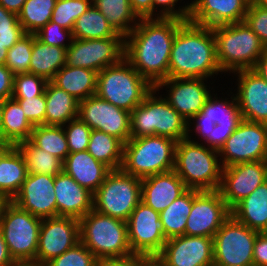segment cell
I'll return each mask as SVG.
<instances>
[{
    "label": "cell",
    "instance_id": "obj_1",
    "mask_svg": "<svg viewBox=\"0 0 267 266\" xmlns=\"http://www.w3.org/2000/svg\"><path fill=\"white\" fill-rule=\"evenodd\" d=\"M138 20L136 27L124 38V58L155 87L168 78L172 43L185 21L163 17Z\"/></svg>",
    "mask_w": 267,
    "mask_h": 266
},
{
    "label": "cell",
    "instance_id": "obj_2",
    "mask_svg": "<svg viewBox=\"0 0 267 266\" xmlns=\"http://www.w3.org/2000/svg\"><path fill=\"white\" fill-rule=\"evenodd\" d=\"M222 72L213 29L185 21L174 37L168 78H206Z\"/></svg>",
    "mask_w": 267,
    "mask_h": 266
},
{
    "label": "cell",
    "instance_id": "obj_3",
    "mask_svg": "<svg viewBox=\"0 0 267 266\" xmlns=\"http://www.w3.org/2000/svg\"><path fill=\"white\" fill-rule=\"evenodd\" d=\"M153 90L130 113L131 138L164 136L177 142L189 136L188 121Z\"/></svg>",
    "mask_w": 267,
    "mask_h": 266
},
{
    "label": "cell",
    "instance_id": "obj_4",
    "mask_svg": "<svg viewBox=\"0 0 267 266\" xmlns=\"http://www.w3.org/2000/svg\"><path fill=\"white\" fill-rule=\"evenodd\" d=\"M190 137L176 144L174 171L188 189L218 190L223 170L221 162L218 163V150L206 148Z\"/></svg>",
    "mask_w": 267,
    "mask_h": 266
},
{
    "label": "cell",
    "instance_id": "obj_5",
    "mask_svg": "<svg viewBox=\"0 0 267 266\" xmlns=\"http://www.w3.org/2000/svg\"><path fill=\"white\" fill-rule=\"evenodd\" d=\"M212 29L216 39L217 61L223 72L254 69L267 50L244 21Z\"/></svg>",
    "mask_w": 267,
    "mask_h": 266
},
{
    "label": "cell",
    "instance_id": "obj_6",
    "mask_svg": "<svg viewBox=\"0 0 267 266\" xmlns=\"http://www.w3.org/2000/svg\"><path fill=\"white\" fill-rule=\"evenodd\" d=\"M176 144L164 136L130 138L123 146L121 170L140 179L172 171Z\"/></svg>",
    "mask_w": 267,
    "mask_h": 266
},
{
    "label": "cell",
    "instance_id": "obj_7",
    "mask_svg": "<svg viewBox=\"0 0 267 266\" xmlns=\"http://www.w3.org/2000/svg\"><path fill=\"white\" fill-rule=\"evenodd\" d=\"M80 242L97 258L131 255L127 222L91 210L79 219Z\"/></svg>",
    "mask_w": 267,
    "mask_h": 266
},
{
    "label": "cell",
    "instance_id": "obj_8",
    "mask_svg": "<svg viewBox=\"0 0 267 266\" xmlns=\"http://www.w3.org/2000/svg\"><path fill=\"white\" fill-rule=\"evenodd\" d=\"M153 88L155 87L123 58L118 64L98 73L96 95L131 113Z\"/></svg>",
    "mask_w": 267,
    "mask_h": 266
},
{
    "label": "cell",
    "instance_id": "obj_9",
    "mask_svg": "<svg viewBox=\"0 0 267 266\" xmlns=\"http://www.w3.org/2000/svg\"><path fill=\"white\" fill-rule=\"evenodd\" d=\"M42 219L7 201L0 216V229L10 256L16 263H33L38 249Z\"/></svg>",
    "mask_w": 267,
    "mask_h": 266
},
{
    "label": "cell",
    "instance_id": "obj_10",
    "mask_svg": "<svg viewBox=\"0 0 267 266\" xmlns=\"http://www.w3.org/2000/svg\"><path fill=\"white\" fill-rule=\"evenodd\" d=\"M141 182L121 169L112 170L93 193V210L127 222L142 200Z\"/></svg>",
    "mask_w": 267,
    "mask_h": 266
},
{
    "label": "cell",
    "instance_id": "obj_11",
    "mask_svg": "<svg viewBox=\"0 0 267 266\" xmlns=\"http://www.w3.org/2000/svg\"><path fill=\"white\" fill-rule=\"evenodd\" d=\"M258 233L230 215L213 237L214 266H254Z\"/></svg>",
    "mask_w": 267,
    "mask_h": 266
},
{
    "label": "cell",
    "instance_id": "obj_12",
    "mask_svg": "<svg viewBox=\"0 0 267 266\" xmlns=\"http://www.w3.org/2000/svg\"><path fill=\"white\" fill-rule=\"evenodd\" d=\"M215 99L210 95L202 110L191 120H196V132L209 143L208 147L219 151L243 118L236 97H231L230 103Z\"/></svg>",
    "mask_w": 267,
    "mask_h": 266
},
{
    "label": "cell",
    "instance_id": "obj_13",
    "mask_svg": "<svg viewBox=\"0 0 267 266\" xmlns=\"http://www.w3.org/2000/svg\"><path fill=\"white\" fill-rule=\"evenodd\" d=\"M218 152L223 158V168L243 162L267 161V124L243 119Z\"/></svg>",
    "mask_w": 267,
    "mask_h": 266
},
{
    "label": "cell",
    "instance_id": "obj_14",
    "mask_svg": "<svg viewBox=\"0 0 267 266\" xmlns=\"http://www.w3.org/2000/svg\"><path fill=\"white\" fill-rule=\"evenodd\" d=\"M123 38V36L85 40L73 38L67 48L66 65L99 73L106 67L118 64L124 58Z\"/></svg>",
    "mask_w": 267,
    "mask_h": 266
},
{
    "label": "cell",
    "instance_id": "obj_15",
    "mask_svg": "<svg viewBox=\"0 0 267 266\" xmlns=\"http://www.w3.org/2000/svg\"><path fill=\"white\" fill-rule=\"evenodd\" d=\"M231 211L218 190L192 189V208L187 217L185 235L213 238Z\"/></svg>",
    "mask_w": 267,
    "mask_h": 266
},
{
    "label": "cell",
    "instance_id": "obj_16",
    "mask_svg": "<svg viewBox=\"0 0 267 266\" xmlns=\"http://www.w3.org/2000/svg\"><path fill=\"white\" fill-rule=\"evenodd\" d=\"M78 118L92 130L105 132L125 144L131 138L130 112L96 94L79 102Z\"/></svg>",
    "mask_w": 267,
    "mask_h": 266
},
{
    "label": "cell",
    "instance_id": "obj_17",
    "mask_svg": "<svg viewBox=\"0 0 267 266\" xmlns=\"http://www.w3.org/2000/svg\"><path fill=\"white\" fill-rule=\"evenodd\" d=\"M80 242L79 219L56 216L42 219L34 264L45 266Z\"/></svg>",
    "mask_w": 267,
    "mask_h": 266
},
{
    "label": "cell",
    "instance_id": "obj_18",
    "mask_svg": "<svg viewBox=\"0 0 267 266\" xmlns=\"http://www.w3.org/2000/svg\"><path fill=\"white\" fill-rule=\"evenodd\" d=\"M128 240L133 254H159L167 241L160 213L140 202L128 221Z\"/></svg>",
    "mask_w": 267,
    "mask_h": 266
},
{
    "label": "cell",
    "instance_id": "obj_19",
    "mask_svg": "<svg viewBox=\"0 0 267 266\" xmlns=\"http://www.w3.org/2000/svg\"><path fill=\"white\" fill-rule=\"evenodd\" d=\"M267 181V161L238 163L222 170L218 191L231 210Z\"/></svg>",
    "mask_w": 267,
    "mask_h": 266
},
{
    "label": "cell",
    "instance_id": "obj_20",
    "mask_svg": "<svg viewBox=\"0 0 267 266\" xmlns=\"http://www.w3.org/2000/svg\"><path fill=\"white\" fill-rule=\"evenodd\" d=\"M159 256L167 266H214L213 238L173 237L167 239Z\"/></svg>",
    "mask_w": 267,
    "mask_h": 266
},
{
    "label": "cell",
    "instance_id": "obj_21",
    "mask_svg": "<svg viewBox=\"0 0 267 266\" xmlns=\"http://www.w3.org/2000/svg\"><path fill=\"white\" fill-rule=\"evenodd\" d=\"M54 179L55 176L48 174L28 173L20 191L12 201L41 219L56 217Z\"/></svg>",
    "mask_w": 267,
    "mask_h": 266
},
{
    "label": "cell",
    "instance_id": "obj_22",
    "mask_svg": "<svg viewBox=\"0 0 267 266\" xmlns=\"http://www.w3.org/2000/svg\"><path fill=\"white\" fill-rule=\"evenodd\" d=\"M203 80L205 79L167 78L160 81L155 88L157 90L163 86L170 88L166 100L189 123V120L202 110L211 95Z\"/></svg>",
    "mask_w": 267,
    "mask_h": 266
},
{
    "label": "cell",
    "instance_id": "obj_23",
    "mask_svg": "<svg viewBox=\"0 0 267 266\" xmlns=\"http://www.w3.org/2000/svg\"><path fill=\"white\" fill-rule=\"evenodd\" d=\"M235 72L239 74L238 92L235 97L242 118L267 124V81L254 69Z\"/></svg>",
    "mask_w": 267,
    "mask_h": 266
},
{
    "label": "cell",
    "instance_id": "obj_24",
    "mask_svg": "<svg viewBox=\"0 0 267 266\" xmlns=\"http://www.w3.org/2000/svg\"><path fill=\"white\" fill-rule=\"evenodd\" d=\"M250 0H195L188 21L208 27L243 22Z\"/></svg>",
    "mask_w": 267,
    "mask_h": 266
},
{
    "label": "cell",
    "instance_id": "obj_25",
    "mask_svg": "<svg viewBox=\"0 0 267 266\" xmlns=\"http://www.w3.org/2000/svg\"><path fill=\"white\" fill-rule=\"evenodd\" d=\"M54 187L56 216L81 219L93 210V193L64 171L55 176Z\"/></svg>",
    "mask_w": 267,
    "mask_h": 266
},
{
    "label": "cell",
    "instance_id": "obj_26",
    "mask_svg": "<svg viewBox=\"0 0 267 266\" xmlns=\"http://www.w3.org/2000/svg\"><path fill=\"white\" fill-rule=\"evenodd\" d=\"M187 190L183 180L174 170L159 173L142 179L141 201L160 213Z\"/></svg>",
    "mask_w": 267,
    "mask_h": 266
},
{
    "label": "cell",
    "instance_id": "obj_27",
    "mask_svg": "<svg viewBox=\"0 0 267 266\" xmlns=\"http://www.w3.org/2000/svg\"><path fill=\"white\" fill-rule=\"evenodd\" d=\"M63 171L94 193L112 170L85 150L69 153L63 161Z\"/></svg>",
    "mask_w": 267,
    "mask_h": 266
},
{
    "label": "cell",
    "instance_id": "obj_28",
    "mask_svg": "<svg viewBox=\"0 0 267 266\" xmlns=\"http://www.w3.org/2000/svg\"><path fill=\"white\" fill-rule=\"evenodd\" d=\"M230 211L236 221L250 229L259 233L267 232V181Z\"/></svg>",
    "mask_w": 267,
    "mask_h": 266
},
{
    "label": "cell",
    "instance_id": "obj_29",
    "mask_svg": "<svg viewBox=\"0 0 267 266\" xmlns=\"http://www.w3.org/2000/svg\"><path fill=\"white\" fill-rule=\"evenodd\" d=\"M97 78L93 70L64 65L51 82L80 102L96 94Z\"/></svg>",
    "mask_w": 267,
    "mask_h": 266
},
{
    "label": "cell",
    "instance_id": "obj_30",
    "mask_svg": "<svg viewBox=\"0 0 267 266\" xmlns=\"http://www.w3.org/2000/svg\"><path fill=\"white\" fill-rule=\"evenodd\" d=\"M27 175L28 170L21 151L12 146L0 159V196L12 201Z\"/></svg>",
    "mask_w": 267,
    "mask_h": 266
},
{
    "label": "cell",
    "instance_id": "obj_31",
    "mask_svg": "<svg viewBox=\"0 0 267 266\" xmlns=\"http://www.w3.org/2000/svg\"><path fill=\"white\" fill-rule=\"evenodd\" d=\"M45 100V125L65 126L78 118L79 101L51 81L45 88Z\"/></svg>",
    "mask_w": 267,
    "mask_h": 266
},
{
    "label": "cell",
    "instance_id": "obj_32",
    "mask_svg": "<svg viewBox=\"0 0 267 266\" xmlns=\"http://www.w3.org/2000/svg\"><path fill=\"white\" fill-rule=\"evenodd\" d=\"M66 56L67 49L45 44L34 34L29 73L51 81L55 74L66 65Z\"/></svg>",
    "mask_w": 267,
    "mask_h": 266
},
{
    "label": "cell",
    "instance_id": "obj_33",
    "mask_svg": "<svg viewBox=\"0 0 267 266\" xmlns=\"http://www.w3.org/2000/svg\"><path fill=\"white\" fill-rule=\"evenodd\" d=\"M34 126L25 116L21 105L14 98L4 101L1 139L16 146L31 137Z\"/></svg>",
    "mask_w": 267,
    "mask_h": 266
},
{
    "label": "cell",
    "instance_id": "obj_34",
    "mask_svg": "<svg viewBox=\"0 0 267 266\" xmlns=\"http://www.w3.org/2000/svg\"><path fill=\"white\" fill-rule=\"evenodd\" d=\"M123 146L119 139L105 132L92 130L87 151L111 170H119L123 161Z\"/></svg>",
    "mask_w": 267,
    "mask_h": 266
},
{
    "label": "cell",
    "instance_id": "obj_35",
    "mask_svg": "<svg viewBox=\"0 0 267 266\" xmlns=\"http://www.w3.org/2000/svg\"><path fill=\"white\" fill-rule=\"evenodd\" d=\"M92 4L106 17L112 28L124 38L136 27L139 18L129 0H92ZM135 22H134V21ZM133 22L134 25H130Z\"/></svg>",
    "mask_w": 267,
    "mask_h": 266
},
{
    "label": "cell",
    "instance_id": "obj_36",
    "mask_svg": "<svg viewBox=\"0 0 267 266\" xmlns=\"http://www.w3.org/2000/svg\"><path fill=\"white\" fill-rule=\"evenodd\" d=\"M72 36L75 39H104L122 36L109 24L106 17L92 4L74 23Z\"/></svg>",
    "mask_w": 267,
    "mask_h": 266
},
{
    "label": "cell",
    "instance_id": "obj_37",
    "mask_svg": "<svg viewBox=\"0 0 267 266\" xmlns=\"http://www.w3.org/2000/svg\"><path fill=\"white\" fill-rule=\"evenodd\" d=\"M192 208V189L174 200L160 212V220L166 239L185 235L187 217Z\"/></svg>",
    "mask_w": 267,
    "mask_h": 266
},
{
    "label": "cell",
    "instance_id": "obj_38",
    "mask_svg": "<svg viewBox=\"0 0 267 266\" xmlns=\"http://www.w3.org/2000/svg\"><path fill=\"white\" fill-rule=\"evenodd\" d=\"M16 147L21 151L28 173L56 176L63 171V161L58 157L36 147L30 140Z\"/></svg>",
    "mask_w": 267,
    "mask_h": 266
},
{
    "label": "cell",
    "instance_id": "obj_39",
    "mask_svg": "<svg viewBox=\"0 0 267 266\" xmlns=\"http://www.w3.org/2000/svg\"><path fill=\"white\" fill-rule=\"evenodd\" d=\"M63 128L64 126L55 125L34 126L29 140L36 147L64 161L69 148Z\"/></svg>",
    "mask_w": 267,
    "mask_h": 266
},
{
    "label": "cell",
    "instance_id": "obj_40",
    "mask_svg": "<svg viewBox=\"0 0 267 266\" xmlns=\"http://www.w3.org/2000/svg\"><path fill=\"white\" fill-rule=\"evenodd\" d=\"M57 0H26L18 20L25 33L35 34L51 21Z\"/></svg>",
    "mask_w": 267,
    "mask_h": 266
},
{
    "label": "cell",
    "instance_id": "obj_41",
    "mask_svg": "<svg viewBox=\"0 0 267 266\" xmlns=\"http://www.w3.org/2000/svg\"><path fill=\"white\" fill-rule=\"evenodd\" d=\"M34 34L26 33L7 51L5 66L14 74L29 73Z\"/></svg>",
    "mask_w": 267,
    "mask_h": 266
},
{
    "label": "cell",
    "instance_id": "obj_42",
    "mask_svg": "<svg viewBox=\"0 0 267 266\" xmlns=\"http://www.w3.org/2000/svg\"><path fill=\"white\" fill-rule=\"evenodd\" d=\"M91 2L92 0H57L51 21L72 31L75 21L89 9Z\"/></svg>",
    "mask_w": 267,
    "mask_h": 266
},
{
    "label": "cell",
    "instance_id": "obj_43",
    "mask_svg": "<svg viewBox=\"0 0 267 266\" xmlns=\"http://www.w3.org/2000/svg\"><path fill=\"white\" fill-rule=\"evenodd\" d=\"M96 264L97 258L82 242H78L45 266H96Z\"/></svg>",
    "mask_w": 267,
    "mask_h": 266
},
{
    "label": "cell",
    "instance_id": "obj_44",
    "mask_svg": "<svg viewBox=\"0 0 267 266\" xmlns=\"http://www.w3.org/2000/svg\"><path fill=\"white\" fill-rule=\"evenodd\" d=\"M25 34L18 15L0 5V42L6 45V49H10Z\"/></svg>",
    "mask_w": 267,
    "mask_h": 266
},
{
    "label": "cell",
    "instance_id": "obj_45",
    "mask_svg": "<svg viewBox=\"0 0 267 266\" xmlns=\"http://www.w3.org/2000/svg\"><path fill=\"white\" fill-rule=\"evenodd\" d=\"M48 81L35 74L14 75L12 97H36L45 92Z\"/></svg>",
    "mask_w": 267,
    "mask_h": 266
},
{
    "label": "cell",
    "instance_id": "obj_46",
    "mask_svg": "<svg viewBox=\"0 0 267 266\" xmlns=\"http://www.w3.org/2000/svg\"><path fill=\"white\" fill-rule=\"evenodd\" d=\"M69 125L64 129L69 153L85 151L88 148L92 129L79 118L68 122Z\"/></svg>",
    "mask_w": 267,
    "mask_h": 266
},
{
    "label": "cell",
    "instance_id": "obj_47",
    "mask_svg": "<svg viewBox=\"0 0 267 266\" xmlns=\"http://www.w3.org/2000/svg\"><path fill=\"white\" fill-rule=\"evenodd\" d=\"M21 105L23 112L33 126L45 125V92L36 97H12Z\"/></svg>",
    "mask_w": 267,
    "mask_h": 266
},
{
    "label": "cell",
    "instance_id": "obj_48",
    "mask_svg": "<svg viewBox=\"0 0 267 266\" xmlns=\"http://www.w3.org/2000/svg\"><path fill=\"white\" fill-rule=\"evenodd\" d=\"M36 37L43 43L50 46H57L67 49L73 40L72 31L65 29L59 24L49 21L39 31L35 33ZM68 36V37H67ZM65 37L71 41L67 44L64 43Z\"/></svg>",
    "mask_w": 267,
    "mask_h": 266
},
{
    "label": "cell",
    "instance_id": "obj_49",
    "mask_svg": "<svg viewBox=\"0 0 267 266\" xmlns=\"http://www.w3.org/2000/svg\"><path fill=\"white\" fill-rule=\"evenodd\" d=\"M244 22L260 38L267 48V8L258 6L251 1Z\"/></svg>",
    "mask_w": 267,
    "mask_h": 266
},
{
    "label": "cell",
    "instance_id": "obj_50",
    "mask_svg": "<svg viewBox=\"0 0 267 266\" xmlns=\"http://www.w3.org/2000/svg\"><path fill=\"white\" fill-rule=\"evenodd\" d=\"M178 2V0H152L153 3V13L155 12L154 8L157 5L163 6V10H161L160 15H157V18L163 17V18H177L184 21H188L189 13H190V5H185L182 9H178L176 11L174 9L175 3Z\"/></svg>",
    "mask_w": 267,
    "mask_h": 266
},
{
    "label": "cell",
    "instance_id": "obj_51",
    "mask_svg": "<svg viewBox=\"0 0 267 266\" xmlns=\"http://www.w3.org/2000/svg\"><path fill=\"white\" fill-rule=\"evenodd\" d=\"M254 266H267V233H258L253 248Z\"/></svg>",
    "mask_w": 267,
    "mask_h": 266
},
{
    "label": "cell",
    "instance_id": "obj_52",
    "mask_svg": "<svg viewBox=\"0 0 267 266\" xmlns=\"http://www.w3.org/2000/svg\"><path fill=\"white\" fill-rule=\"evenodd\" d=\"M14 74L5 66L0 65V98L5 100L12 97Z\"/></svg>",
    "mask_w": 267,
    "mask_h": 266
},
{
    "label": "cell",
    "instance_id": "obj_53",
    "mask_svg": "<svg viewBox=\"0 0 267 266\" xmlns=\"http://www.w3.org/2000/svg\"><path fill=\"white\" fill-rule=\"evenodd\" d=\"M96 266H138V254L97 259Z\"/></svg>",
    "mask_w": 267,
    "mask_h": 266
},
{
    "label": "cell",
    "instance_id": "obj_54",
    "mask_svg": "<svg viewBox=\"0 0 267 266\" xmlns=\"http://www.w3.org/2000/svg\"><path fill=\"white\" fill-rule=\"evenodd\" d=\"M133 11L141 18H153L152 0H129Z\"/></svg>",
    "mask_w": 267,
    "mask_h": 266
},
{
    "label": "cell",
    "instance_id": "obj_55",
    "mask_svg": "<svg viewBox=\"0 0 267 266\" xmlns=\"http://www.w3.org/2000/svg\"><path fill=\"white\" fill-rule=\"evenodd\" d=\"M138 266H167L159 254L139 255Z\"/></svg>",
    "mask_w": 267,
    "mask_h": 266
},
{
    "label": "cell",
    "instance_id": "obj_56",
    "mask_svg": "<svg viewBox=\"0 0 267 266\" xmlns=\"http://www.w3.org/2000/svg\"><path fill=\"white\" fill-rule=\"evenodd\" d=\"M16 262L10 256L7 244L0 229V266H13Z\"/></svg>",
    "mask_w": 267,
    "mask_h": 266
},
{
    "label": "cell",
    "instance_id": "obj_57",
    "mask_svg": "<svg viewBox=\"0 0 267 266\" xmlns=\"http://www.w3.org/2000/svg\"><path fill=\"white\" fill-rule=\"evenodd\" d=\"M26 0H0V5L11 13L18 15Z\"/></svg>",
    "mask_w": 267,
    "mask_h": 266
},
{
    "label": "cell",
    "instance_id": "obj_58",
    "mask_svg": "<svg viewBox=\"0 0 267 266\" xmlns=\"http://www.w3.org/2000/svg\"><path fill=\"white\" fill-rule=\"evenodd\" d=\"M254 70L258 72V74L267 81V50L258 59Z\"/></svg>",
    "mask_w": 267,
    "mask_h": 266
},
{
    "label": "cell",
    "instance_id": "obj_59",
    "mask_svg": "<svg viewBox=\"0 0 267 266\" xmlns=\"http://www.w3.org/2000/svg\"><path fill=\"white\" fill-rule=\"evenodd\" d=\"M12 147L9 142L3 141L0 139V159L4 156V154Z\"/></svg>",
    "mask_w": 267,
    "mask_h": 266
},
{
    "label": "cell",
    "instance_id": "obj_60",
    "mask_svg": "<svg viewBox=\"0 0 267 266\" xmlns=\"http://www.w3.org/2000/svg\"><path fill=\"white\" fill-rule=\"evenodd\" d=\"M7 49H6V45H3L0 42V65H5V61L7 58Z\"/></svg>",
    "mask_w": 267,
    "mask_h": 266
},
{
    "label": "cell",
    "instance_id": "obj_61",
    "mask_svg": "<svg viewBox=\"0 0 267 266\" xmlns=\"http://www.w3.org/2000/svg\"><path fill=\"white\" fill-rule=\"evenodd\" d=\"M4 101L5 100L0 98V139H1V130H2V112H3V107H4Z\"/></svg>",
    "mask_w": 267,
    "mask_h": 266
},
{
    "label": "cell",
    "instance_id": "obj_62",
    "mask_svg": "<svg viewBox=\"0 0 267 266\" xmlns=\"http://www.w3.org/2000/svg\"><path fill=\"white\" fill-rule=\"evenodd\" d=\"M254 4L267 8V0H253Z\"/></svg>",
    "mask_w": 267,
    "mask_h": 266
},
{
    "label": "cell",
    "instance_id": "obj_63",
    "mask_svg": "<svg viewBox=\"0 0 267 266\" xmlns=\"http://www.w3.org/2000/svg\"><path fill=\"white\" fill-rule=\"evenodd\" d=\"M13 266H42L40 264H34V263H16Z\"/></svg>",
    "mask_w": 267,
    "mask_h": 266
},
{
    "label": "cell",
    "instance_id": "obj_64",
    "mask_svg": "<svg viewBox=\"0 0 267 266\" xmlns=\"http://www.w3.org/2000/svg\"><path fill=\"white\" fill-rule=\"evenodd\" d=\"M6 202L7 200L4 197L0 196V216H1L3 206L5 205Z\"/></svg>",
    "mask_w": 267,
    "mask_h": 266
}]
</instances>
